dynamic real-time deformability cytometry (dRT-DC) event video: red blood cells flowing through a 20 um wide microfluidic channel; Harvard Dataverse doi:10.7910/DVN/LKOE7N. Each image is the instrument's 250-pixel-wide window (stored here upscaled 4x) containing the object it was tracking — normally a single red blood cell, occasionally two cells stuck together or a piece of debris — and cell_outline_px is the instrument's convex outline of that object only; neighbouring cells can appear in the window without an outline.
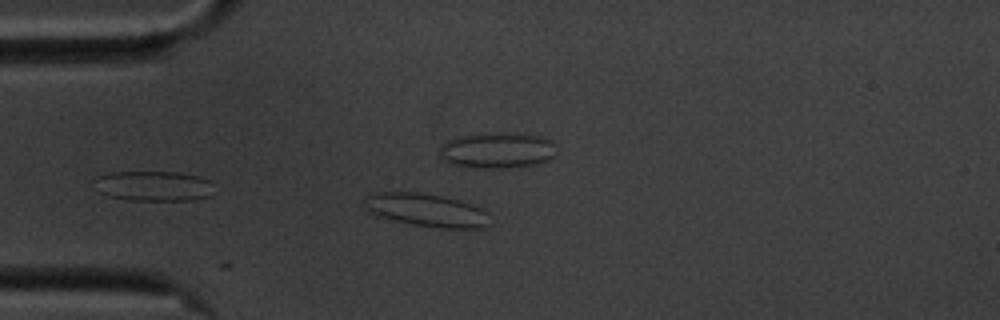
{"species": "common noctule bat (a hibernating species)", "species_latin": "Nyctalus noctula", "temperature_condition": "cold", "stored_images_in_passage": 6, "camera_frame_rate_fps": 3000, "um_per_image_px": 0.085, "animal": {"sex": "male", "body_mass_g": 20.1, "forearm_length_mm": 53.5}, "frame": {"image": 1, "passage_image": 1, "time_ms": 0.0, "image_size_px": [1000, 320], "cell_outline_px": [[488, 224], [484, 228], [436, 228], [412, 224], [376, 216], [368, 212], [368, 192], [420, 192], [440, 196], [456, 200], [480, 208], [488, 212]], "centroid_in_image_um": [36.24, 17.87], "position_along_channel_um": 48.8, "area_um2": 23.81}}
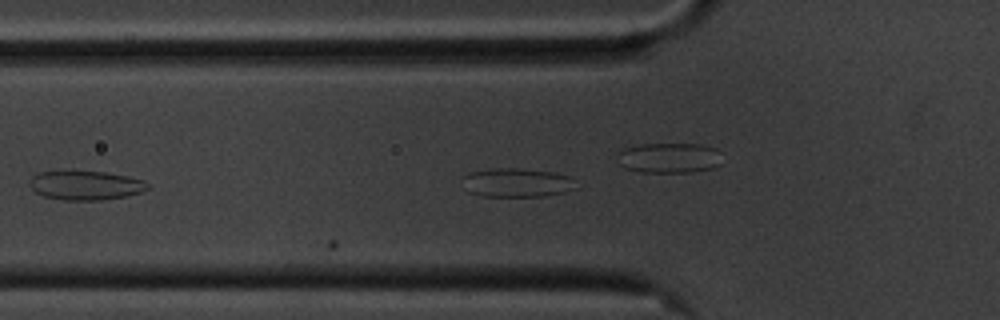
{"frame": {"image": 2, "passage_image": 5, "time_ms": 1.333, "image_size_px": [1000, 320], "cell_outline_px": [[148, 188], [144, 192], [128, 196], [100, 200], [64, 200], [44, 196], [36, 192], [28, 184], [32, 176], [40, 172], [108, 172], [128, 176], [144, 180], [148, 184]], "centroid_in_image_um": [7.32, 15.76], "position_along_channel_um": 118.5, "area_um2": 19.94}}